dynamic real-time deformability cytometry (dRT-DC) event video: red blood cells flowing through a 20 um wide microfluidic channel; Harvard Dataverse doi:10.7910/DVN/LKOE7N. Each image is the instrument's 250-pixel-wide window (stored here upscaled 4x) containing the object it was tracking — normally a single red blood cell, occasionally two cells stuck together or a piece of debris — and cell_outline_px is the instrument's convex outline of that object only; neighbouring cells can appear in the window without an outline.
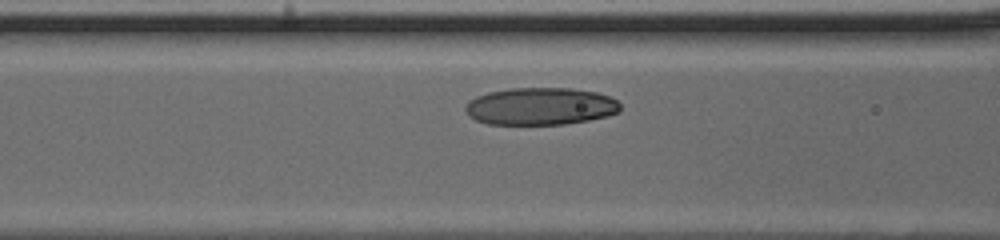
{"species": "human", "species_latin": "Homo sapiens", "temperature_condition": "cold", "stored_images_in_passage": 10, "camera_frame_rate_fps": 3000, "um_per_image_px": 0.085, "donor": {"sex": "male"}, "frame": {"image": 1, "passage_image": 5, "time_ms": 1.333, "image_size_px": [1000, 240], "cell_outline_px": [[620, 112], [608, 116], [588, 120], [564, 124], [488, 124], [476, 120], [464, 108], [468, 100], [476, 96], [488, 92], [512, 88], [572, 88], [596, 92], [608, 96], [616, 100], [620, 104]], "centroid_in_image_um": [45.95, 9.03], "position_along_channel_um": 120.6, "area_um2": 33.7}}
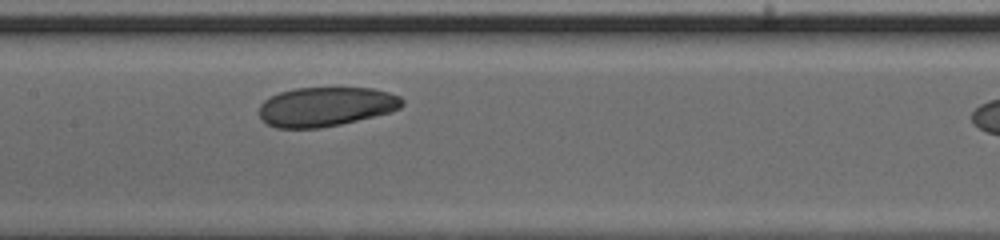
{"frame": {"image": 2, "passage_image": 9, "time_ms": 2.667, "image_size_px": [1000, 240], "cell_outline_px": [[404, 104], [400, 108], [388, 112], [340, 124], [320, 128], [276, 128], [268, 124], [260, 116], [260, 104], [264, 100], [280, 92], [296, 88], [372, 88], [388, 92], [400, 96], [404, 100]], "centroid_in_image_um": [27.7, 9.06], "position_along_channel_um": 179.7, "area_um2": 32.48}}